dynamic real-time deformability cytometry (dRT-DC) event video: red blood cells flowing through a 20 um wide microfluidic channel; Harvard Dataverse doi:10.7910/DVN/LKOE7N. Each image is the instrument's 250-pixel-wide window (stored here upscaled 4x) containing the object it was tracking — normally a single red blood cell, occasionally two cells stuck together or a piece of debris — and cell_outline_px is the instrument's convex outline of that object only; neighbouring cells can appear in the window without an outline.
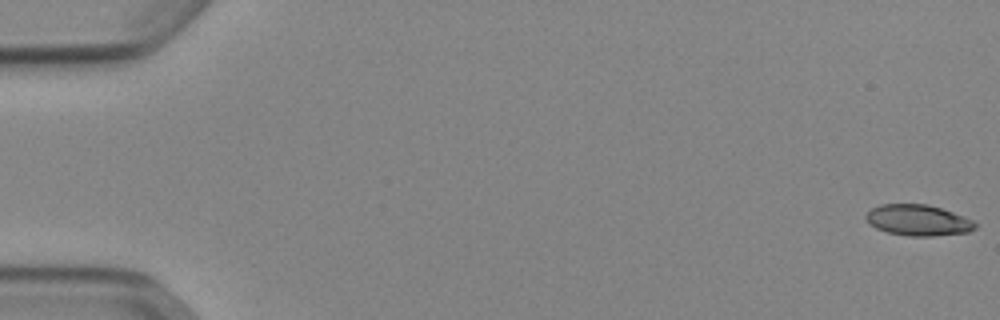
{"species": "Egyptian fruit bat (a non-hibernating species)", "species_latin": "Rousettus aegyptiacus", "temperature_condition": "cold", "stored_images_in_passage": 53, "camera_frame_rate_fps": 3000, "um_per_image_px": 0.085, "animal": {"sex": "female"}, "frame": {"image": 1, "passage_image": 1, "time_ms": 0.0, "image_size_px": [1000, 320], "cell_outline_px": [[976, 228], [968, 232], [932, 236], [908, 236], [888, 232], [876, 228], [868, 224], [864, 216], [872, 208], [880, 204], [928, 204], [964, 216], [972, 220], [976, 224]], "centroid_in_image_um": [78.01, 18.72], "position_along_channel_um": 7.0, "area_um2": 19.71}}
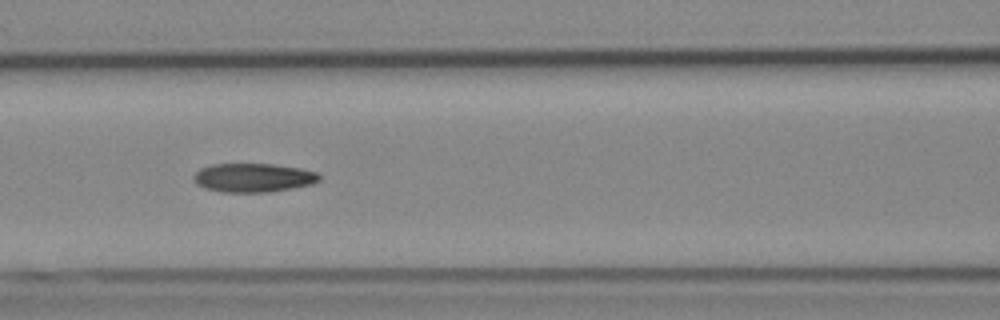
{"frame": {"image": 2, "passage_image": 24, "time_ms": 7.667, "image_size_px": [1000, 320], "cell_outline_px": [[320, 180], [312, 184], [292, 188], [268, 192], [224, 192], [204, 188], [196, 184], [192, 176], [200, 168], [212, 164], [276, 164], [300, 168], [320, 172]], "centroid_in_image_um": [21.54, 15.1], "position_along_channel_um": 145.1, "area_um2": 21.27}}
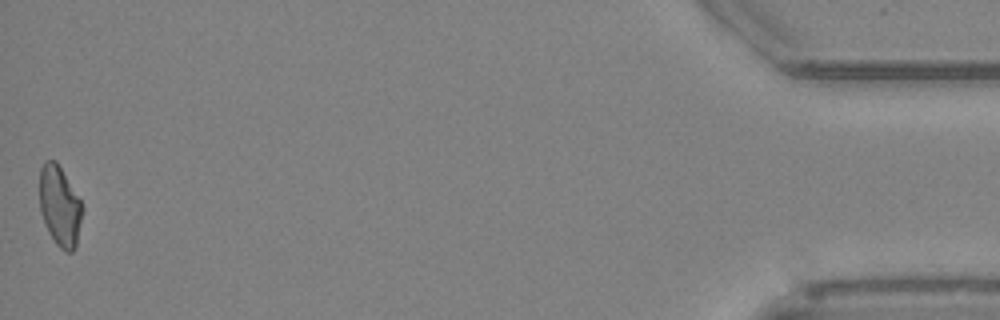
{"frame": {"image": 3, "passage_image": 53, "time_ms": 17.333, "image_size_px": [1000, 320], "cell_outline_px": [[84, 208], [76, 248], [72, 252], [64, 252], [56, 244], [48, 232], [44, 224], [40, 212], [40, 168], [44, 160], [56, 160], [80, 200]], "centroid_in_image_um": [5.08, 17.55], "position_along_channel_um": 430.1, "area_um2": 20.23}, "authors_computed_cell_mechanics": {"area_um2": 20.6346, "velocity_mm_per_s": 3.894, "shape_relaxation_time_tau1_ms": null, "shape_relaxation_time_tau2_ms": 4.7544, "deformation_change_tau1": null, "deformation_change_tau2": 0.1208}}